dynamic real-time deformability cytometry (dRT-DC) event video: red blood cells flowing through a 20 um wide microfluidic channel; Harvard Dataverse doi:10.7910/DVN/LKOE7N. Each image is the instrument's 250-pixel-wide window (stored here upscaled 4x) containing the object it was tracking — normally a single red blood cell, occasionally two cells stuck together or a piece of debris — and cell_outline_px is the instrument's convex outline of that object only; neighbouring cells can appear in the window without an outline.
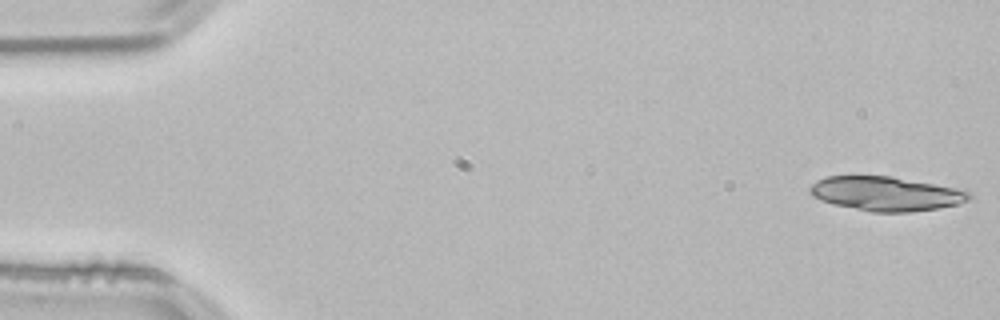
{"species": "common noctule bat (a hibernating species)", "species_latin": "Nyctalus noctula", "temperature_condition": "room temperature", "stored_images_in_passage": 39, "camera_frame_rate_fps": 3000, "um_per_image_px": 0.085, "animal": {"sex": "male", "body_mass_g": 21.5, "forearm_length_mm": 52.0}, "frame": {"image": 1, "passage_image": 1, "time_ms": 0.0, "image_size_px": [1000, 320], "cell_outline_px": [[972, 196], [968, 200], [960, 204], [940, 208], [912, 212], [872, 212], [832, 204], [820, 200], [812, 196], [808, 192], [808, 188], [816, 180], [828, 176], [892, 176], [968, 188], [972, 192]], "centroid_in_image_um": [75.41, 16.45], "position_along_channel_um": 9.6, "area_um2": 32.71}}
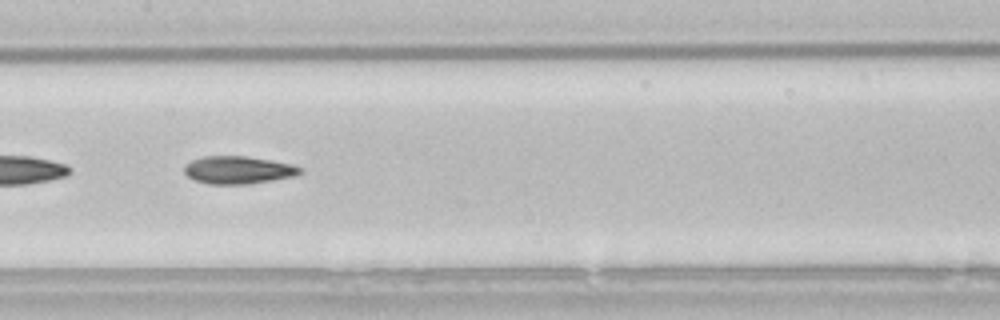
{"frame": {"image": 2, "passage_image": 26, "time_ms": 8.333, "image_size_px": [1000, 320], "cell_outline_px": [[304, 172], [296, 176], [248, 184], [208, 184], [196, 180], [188, 176], [184, 172], [184, 164], [192, 160], [204, 156], [248, 156], [272, 160], [292, 164], [304, 168]], "centroid_in_image_um": [20.29, 14.44], "position_along_channel_um": 187.1, "area_um2": 18.9}}
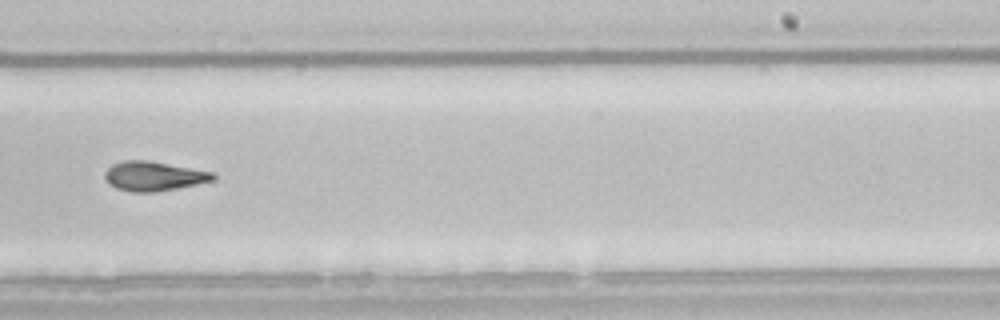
{"frame": {"image": 3, "passage_image": 33, "time_ms": 10.667, "image_size_px": [1000, 320], "cell_outline_px": [[216, 176], [212, 180], [196, 184], [156, 192], [132, 192], [116, 188], [108, 184], [104, 176], [104, 172], [112, 164], [124, 160], [148, 160], [212, 172]], "centroid_in_image_um": [13.0, 14.97], "position_along_channel_um": 276.0, "area_um2": 18.44}}